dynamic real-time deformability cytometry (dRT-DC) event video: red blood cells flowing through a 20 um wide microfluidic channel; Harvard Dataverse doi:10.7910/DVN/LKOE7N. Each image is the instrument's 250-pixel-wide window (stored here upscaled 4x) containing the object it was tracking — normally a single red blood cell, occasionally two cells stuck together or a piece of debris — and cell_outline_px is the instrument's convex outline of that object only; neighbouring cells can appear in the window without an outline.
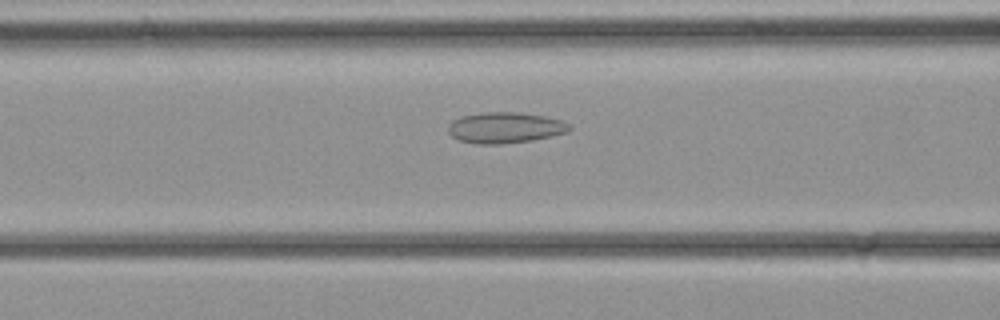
{"species": "common noctule bat (a hibernating species)", "species_latin": "Nyctalus noctula", "temperature_condition": "cold", "stored_images_in_passage": 33, "camera_frame_rate_fps": 3000, "um_per_image_px": 0.085, "animal": {"sex": "female", "body_mass_g": 21.9}, "frame": {"image": 1, "passage_image": 12, "time_ms": 3.667, "image_size_px": [1000, 320], "cell_outline_px": [[572, 128], [568, 132], [552, 136], [532, 140], [500, 144], [476, 144], [460, 140], [452, 136], [448, 132], [448, 124], [452, 120], [460, 116], [480, 112], [520, 112], [544, 116], [560, 120], [568, 124]], "centroid_in_image_um": [42.9, 10.84], "position_along_channel_um": 123.7, "area_um2": 21.96}}
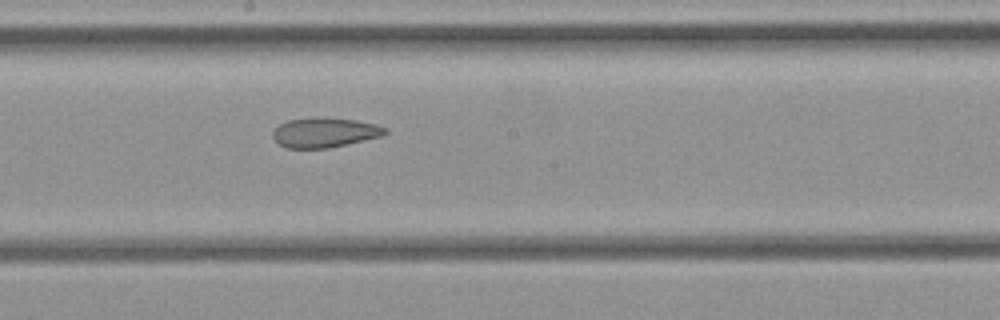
{"frame": {"image": 2, "passage_image": 17, "time_ms": 5.333, "image_size_px": [1000, 320], "cell_outline_px": [[388, 132], [380, 136], [328, 148], [288, 148], [280, 144], [272, 136], [272, 132], [280, 124], [288, 120], [316, 116], [324, 116], [356, 120], [376, 124], [388, 128]], "centroid_in_image_um": [27.6, 11.23], "position_along_channel_um": 220.6, "area_um2": 19.54}}
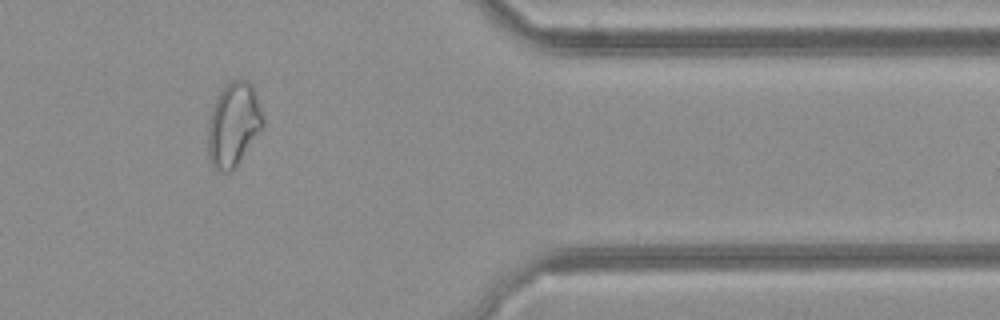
{"frame": {"image": 3, "passage_image": 27, "time_ms": 8.667, "image_size_px": [1000, 320], "cell_outline_px": [[264, 128], [236, 168], [228, 172], [216, 172], [212, 168], [208, 156], [208, 124], [212, 104], [224, 84], [232, 80], [244, 80], [252, 84], [264, 116]], "centroid_in_image_um": [19.85, 10.62], "position_along_channel_um": 391.6, "area_um2": 27.74}}